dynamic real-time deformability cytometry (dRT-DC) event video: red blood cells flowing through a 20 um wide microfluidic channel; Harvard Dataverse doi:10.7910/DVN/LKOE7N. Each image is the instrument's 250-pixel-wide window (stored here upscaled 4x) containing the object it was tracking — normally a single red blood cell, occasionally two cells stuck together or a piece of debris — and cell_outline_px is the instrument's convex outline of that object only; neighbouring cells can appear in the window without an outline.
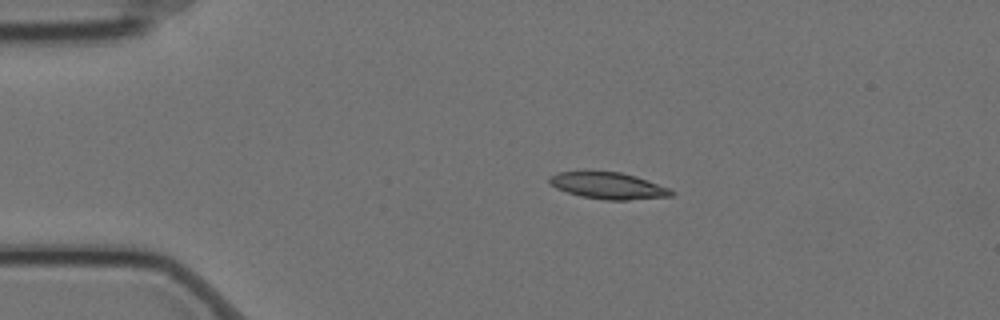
{"species": "Egyptian fruit bat (a non-hibernating species)", "species_latin": "Rousettus aegyptiacus", "temperature_condition": "cold", "stored_images_in_passage": 9, "camera_frame_rate_fps": 3000, "um_per_image_px": 0.085, "animal": {"sex": "female"}, "frame": {"image": 1, "passage_image": 2, "time_ms": 0.333, "image_size_px": [1000, 320], "cell_outline_px": [[676, 192], [672, 196], [628, 200], [604, 200], [580, 196], [556, 188], [548, 184], [548, 176], [556, 172], [588, 168], [620, 172], [636, 176], [668, 188]], "centroid_in_image_um": [51.59, 15.73], "position_along_channel_um": 33.4, "area_um2": 19.77}}
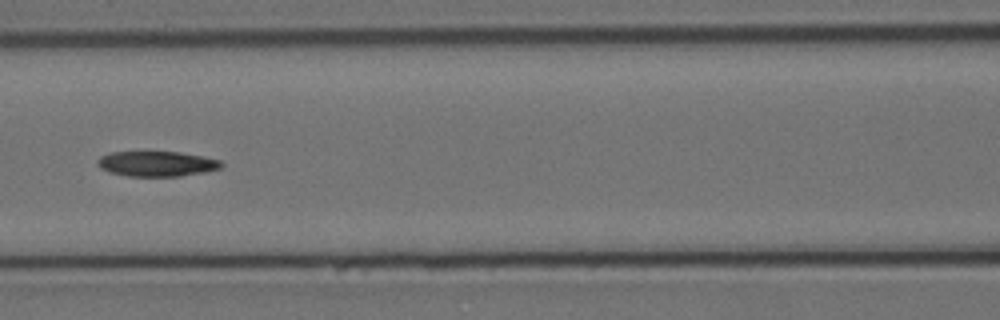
{"frame": {"image": 2, "passage_image": 6, "time_ms": 1.667, "image_size_px": [1000, 320], "cell_outline_px": [[224, 164], [220, 168], [204, 172], [180, 176], [128, 176], [108, 172], [100, 168], [96, 164], [96, 160], [100, 156], [108, 152], [180, 152], [204, 156], [220, 160]], "centroid_in_image_um": [13.29, 13.91], "position_along_channel_um": 153.3, "area_um2": 18.32}}
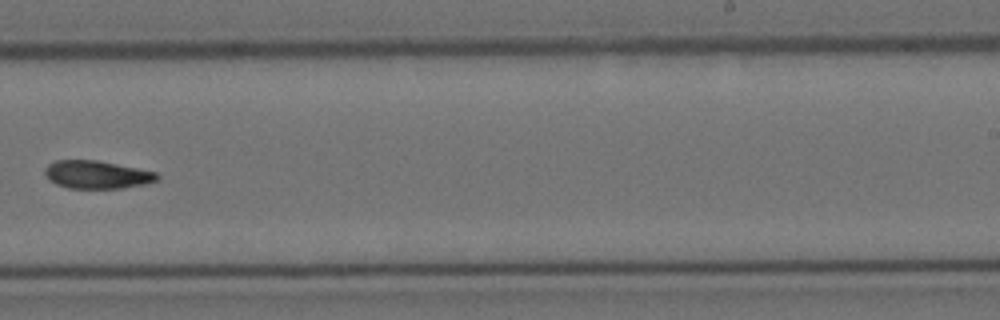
{"frame": {"image": 3, "passage_image": 9, "time_ms": 2.667, "image_size_px": [1000, 320], "cell_outline_px": [[160, 180], [144, 184], [120, 188], [68, 188], [56, 184], [48, 180], [44, 172], [44, 168], [48, 164], [56, 160], [96, 160], [156, 172], [160, 176]], "centroid_in_image_um": [8.21, 14.84], "position_along_channel_um": 280.8, "area_um2": 18.26}}